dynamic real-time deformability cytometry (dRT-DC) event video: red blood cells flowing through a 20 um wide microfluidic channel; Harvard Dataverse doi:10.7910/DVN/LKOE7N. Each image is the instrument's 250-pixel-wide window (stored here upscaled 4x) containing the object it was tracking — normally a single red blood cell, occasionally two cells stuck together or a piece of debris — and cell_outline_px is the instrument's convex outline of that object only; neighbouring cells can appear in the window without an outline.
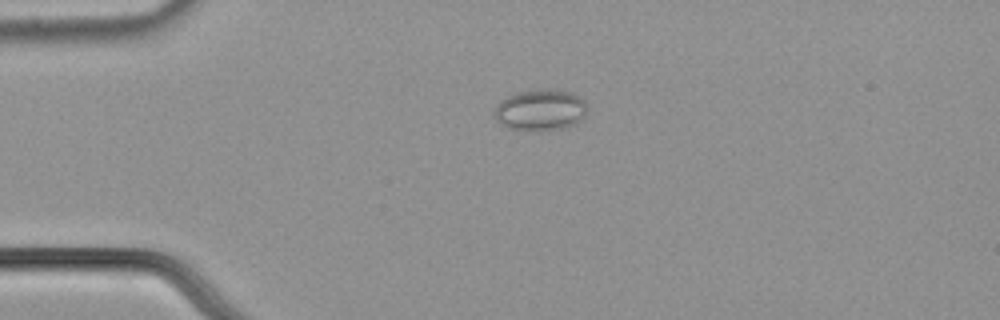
{"species": "common noctule bat (a hibernating species)", "species_latin": "Nyctalus noctula", "temperature_condition": "cold", "stored_images_in_passage": 48, "camera_frame_rate_fps": 3000, "um_per_image_px": 0.085, "animal": {"sex": "male", "body_mass_g": 21.5, "forearm_length_mm": 52.0}, "frame": {"image": 1, "passage_image": 6, "time_ms": 1.667, "image_size_px": [1000, 320], "cell_outline_px": [[588, 108], [584, 116], [576, 124], [568, 128], [532, 132], [508, 128], [500, 124], [492, 112], [496, 104], [500, 100], [508, 96], [520, 92], [536, 88], [548, 88], [572, 92], [584, 100]], "centroid_in_image_um": [45.93, 9.36], "position_along_channel_um": 39.1, "area_um2": 23.06}}
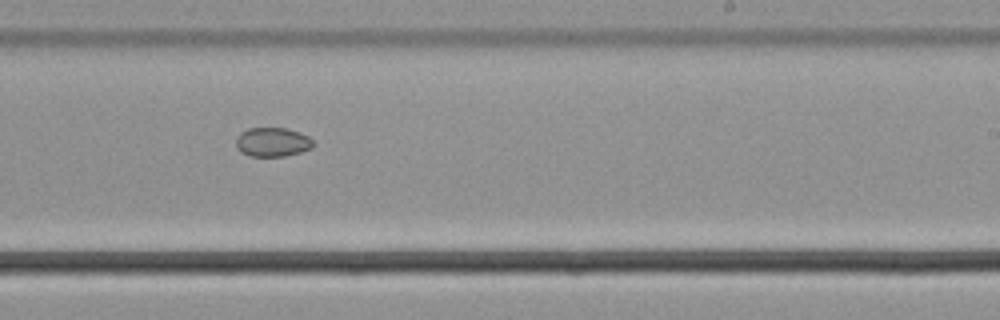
{"frame": {"image": 2, "passage_image": 27, "time_ms": 8.667, "image_size_px": [1000, 320], "cell_outline_px": [[316, 144], [312, 148], [300, 152], [284, 156], [248, 156], [240, 152], [236, 148], [236, 136], [240, 132], [248, 128], [284, 128], [308, 136]], "centroid_in_image_um": [23.12, 12.08], "position_along_channel_um": 265.9, "area_um2": 13.18}}
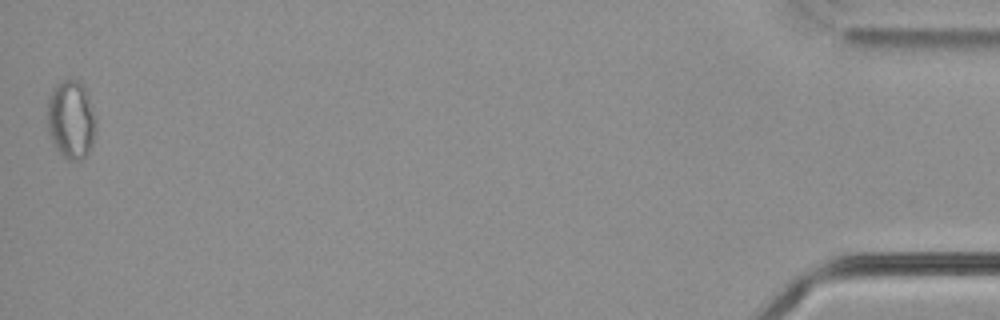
{"frame": {"image": 3, "passage_image": 48, "time_ms": 15.667, "image_size_px": [1000, 320], "cell_outline_px": [[96, 132], [92, 144], [88, 152], [80, 160], [68, 160], [56, 148], [48, 132], [48, 100], [52, 88], [60, 80], [80, 80], [88, 96], [96, 116]], "centroid_in_image_um": [6.05, 10.15], "position_along_channel_um": 429.1, "area_um2": 22.25}}